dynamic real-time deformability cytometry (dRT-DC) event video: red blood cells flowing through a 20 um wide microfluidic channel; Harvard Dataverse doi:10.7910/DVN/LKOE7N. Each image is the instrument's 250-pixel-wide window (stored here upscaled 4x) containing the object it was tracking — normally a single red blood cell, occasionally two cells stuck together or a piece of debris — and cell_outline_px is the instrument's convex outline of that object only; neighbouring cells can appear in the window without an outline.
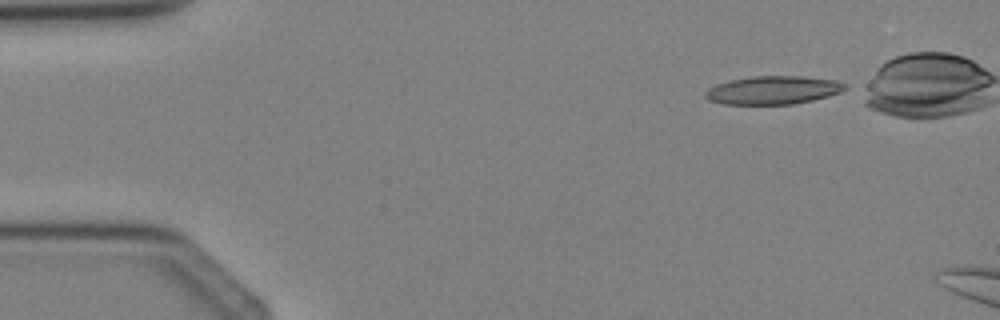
{"species": "Egyptian fruit bat (a non-hibernating species)", "species_latin": "Rousettus aegyptiacus", "temperature_condition": "cold", "stored_images_in_passage": 2, "camera_frame_rate_fps": 3000, "um_per_image_px": 0.085, "animal": {"sex": "female"}, "frame": {"image": 1, "passage_image": 1, "time_ms": 0.0, "image_size_px": [1000, 320], "cell_outline_px": [[848, 88], [840, 92], [828, 96], [812, 100], [792, 104], [720, 104], [708, 100], [704, 96], [704, 92], [708, 88], [716, 84], [728, 80], [748, 76], [804, 76], [836, 80], [848, 84]], "centroid_in_image_um": [65.69, 7.65], "position_along_channel_um": 19.3, "area_um2": 23.35}}